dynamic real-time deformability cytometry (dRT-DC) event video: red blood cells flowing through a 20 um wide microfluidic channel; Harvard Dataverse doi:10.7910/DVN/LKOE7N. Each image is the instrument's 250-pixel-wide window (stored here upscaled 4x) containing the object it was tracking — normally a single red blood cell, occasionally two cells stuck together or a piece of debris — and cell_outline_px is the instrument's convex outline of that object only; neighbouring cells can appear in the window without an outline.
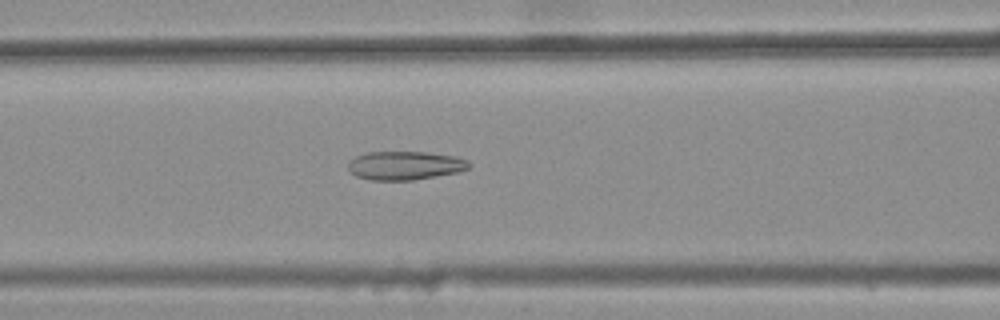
{"species": "common noctule bat (a hibernating species)", "species_latin": "Nyctalus noctula", "temperature_condition": "warm", "stored_images_in_passage": 46, "camera_frame_rate_fps": 3000, "um_per_image_px": 0.085, "animal": {"sex": "female", "body_mass_g": 25.1}, "frame": {"image": 1, "passage_image": 22, "time_ms": 7.0, "image_size_px": [1000, 320], "cell_outline_px": [[472, 164], [468, 168], [456, 172], [412, 180], [368, 180], [356, 176], [348, 168], [348, 160], [356, 156], [368, 152], [428, 152], [456, 156], [468, 160]], "centroid_in_image_um": [34.41, 14.06], "position_along_channel_um": 132.2, "area_um2": 20.17}}
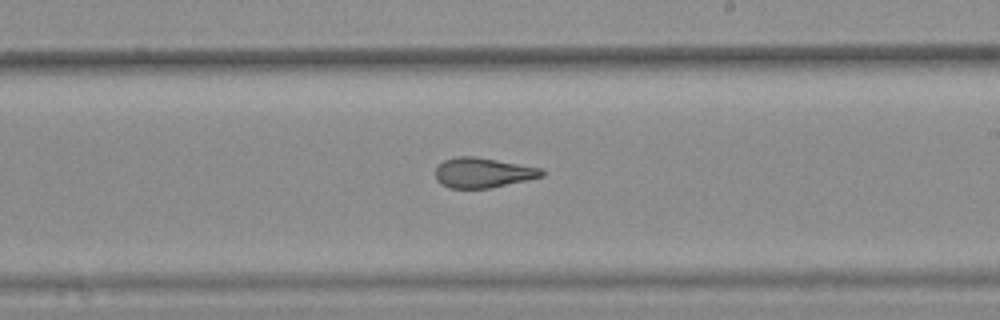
{"frame": {"image": 2, "passage_image": 31, "time_ms": 10.0, "image_size_px": [1000, 320], "cell_outline_px": [[544, 176], [528, 180], [492, 188], [448, 188], [440, 184], [436, 180], [436, 168], [444, 160], [456, 156], [476, 156], [544, 168]], "centroid_in_image_um": [41.07, 14.68], "position_along_channel_um": 247.9, "area_um2": 18.9}}
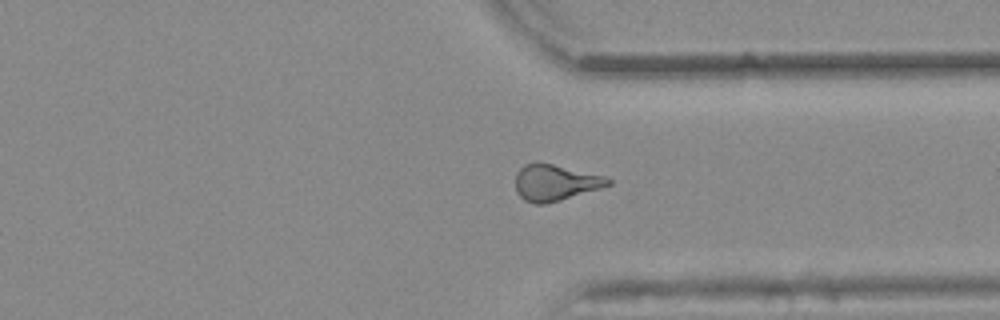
{"frame": {"image": 3, "passage_image": 40, "time_ms": 13.0, "image_size_px": [1000, 320], "cell_outline_px": [[612, 184], [600, 188], [560, 200], [544, 204], [532, 204], [524, 200], [516, 192], [516, 172], [524, 164], [536, 160], [604, 176], [612, 180]], "centroid_in_image_um": [47.15, 15.5], "position_along_channel_um": 364.3, "area_um2": 19.65}, "authors_computed_cell_mechanics": {"area_um2": 20.1144, "velocity_mm_per_s": 3.8679, "shape_relaxation_time_tau1_ms": null, "shape_relaxation_time_tau2_ms": 1.7886, "deformation_change_tau1": null, "deformation_change_tau2": 0.1038}}